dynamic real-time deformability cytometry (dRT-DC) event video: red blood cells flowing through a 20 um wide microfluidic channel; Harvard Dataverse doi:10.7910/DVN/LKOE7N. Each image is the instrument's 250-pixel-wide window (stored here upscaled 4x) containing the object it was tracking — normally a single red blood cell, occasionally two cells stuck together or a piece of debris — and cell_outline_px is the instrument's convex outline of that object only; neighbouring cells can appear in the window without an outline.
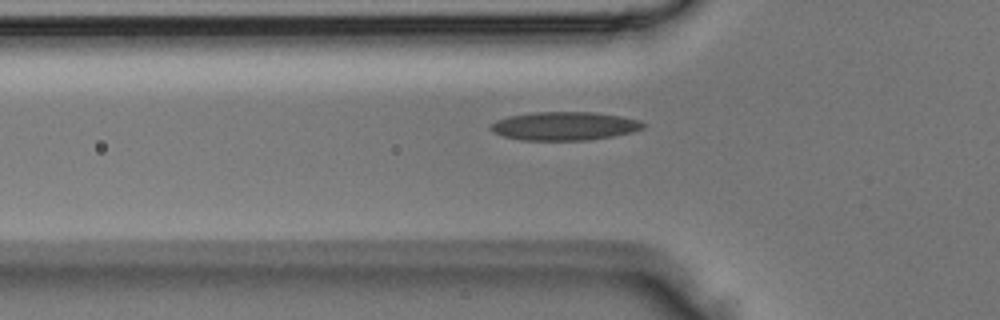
{"species": "Egyptian fruit bat (a non-hibernating species)", "species_latin": "Rousettus aegyptiacus", "temperature_condition": "room temperature", "stored_images_in_passage": 3, "camera_frame_rate_fps": 3000, "um_per_image_px": 0.085, "animal": {"sex": "male"}, "frame": {"image": 1, "passage_image": 3, "time_ms": 0.667, "image_size_px": [1000, 320], "cell_outline_px": [[648, 124], [644, 128], [632, 132], [612, 136], [588, 140], [520, 140], [504, 136], [492, 132], [492, 124], [496, 120], [508, 116], [532, 112], [592, 112], [620, 116], [640, 120]], "centroid_in_image_um": [48.01, 10.71], "position_along_channel_um": 77.8, "area_um2": 25.32}}